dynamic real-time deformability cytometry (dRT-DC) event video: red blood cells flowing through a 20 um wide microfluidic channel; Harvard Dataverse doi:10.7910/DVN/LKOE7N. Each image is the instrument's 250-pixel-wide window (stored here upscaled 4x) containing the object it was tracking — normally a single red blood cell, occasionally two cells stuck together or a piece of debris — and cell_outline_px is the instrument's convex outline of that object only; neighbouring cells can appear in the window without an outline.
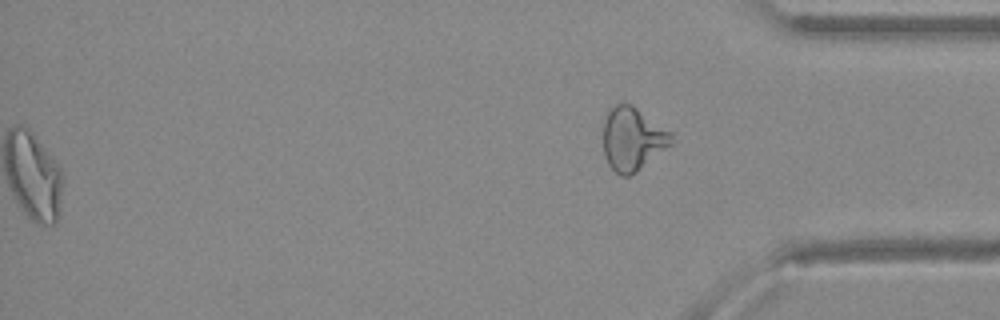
{"species": "Egyptian fruit bat (a non-hibernating species)", "species_latin": "Rousettus aegyptiacus", "temperature_condition": "warm", "stored_images_in_passage": 40, "segment_of_instrument_passage": [2, 2], "camera_frame_rate_fps": 3000, "um_per_image_px": 0.085, "animal": {"sex": "female"}, "frame": {"image": 1, "passage_image": 40, "time_ms": 13.0, "image_size_px": [1000, 320], "cell_outline_px": [[672, 144], [636, 172], [628, 176], [620, 176], [608, 164], [604, 156], [604, 120], [608, 112], [616, 104], [632, 104], [672, 132]], "centroid_in_image_um": [53.77, 11.81], "position_along_channel_um": 381.4, "area_um2": 24.97}}